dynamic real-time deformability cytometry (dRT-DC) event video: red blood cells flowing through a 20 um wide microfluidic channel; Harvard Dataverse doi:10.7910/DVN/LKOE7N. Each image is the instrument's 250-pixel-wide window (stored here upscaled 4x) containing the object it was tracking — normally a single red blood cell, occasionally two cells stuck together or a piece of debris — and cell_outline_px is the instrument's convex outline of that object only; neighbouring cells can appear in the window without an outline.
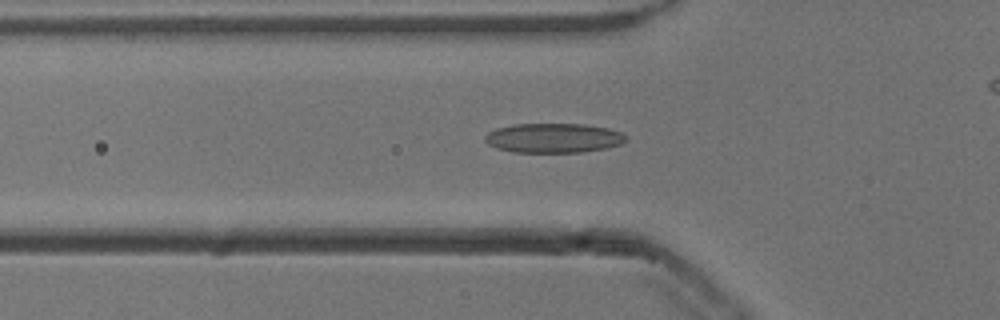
{"species": "common noctule bat (a hibernating species)", "species_latin": "Nyctalus noctula", "temperature_condition": "cold", "stored_images_in_passage": 52, "camera_frame_rate_fps": 3000, "um_per_image_px": 0.085, "animal": {"sex": "male", "body_mass_g": 13.3}, "frame": {"image": 1, "passage_image": 16, "time_ms": 5.0, "image_size_px": [1000, 320], "cell_outline_px": [[624, 140], [620, 144], [604, 148], [580, 152], [512, 152], [496, 148], [488, 144], [484, 140], [484, 136], [488, 132], [496, 128], [512, 124], [584, 124], [608, 128], [620, 132], [624, 136]], "centroid_in_image_um": [46.97, 11.72], "position_along_channel_um": 78.8, "area_um2": 24.1}}
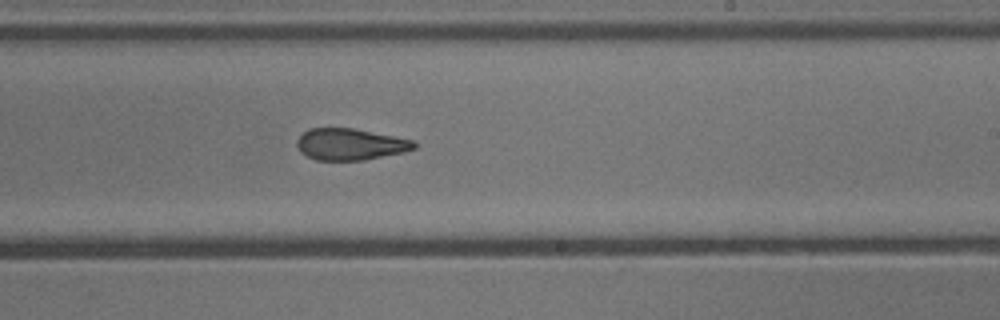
{"frame": {"image": 2, "passage_image": 30, "time_ms": 9.667, "image_size_px": [1000, 320], "cell_outline_px": [[416, 148], [404, 152], [364, 160], [316, 160], [300, 152], [296, 144], [296, 140], [308, 128], [352, 128], [416, 140]], "centroid_in_image_um": [29.78, 12.26], "position_along_channel_um": 259.2, "area_um2": 21.62}}
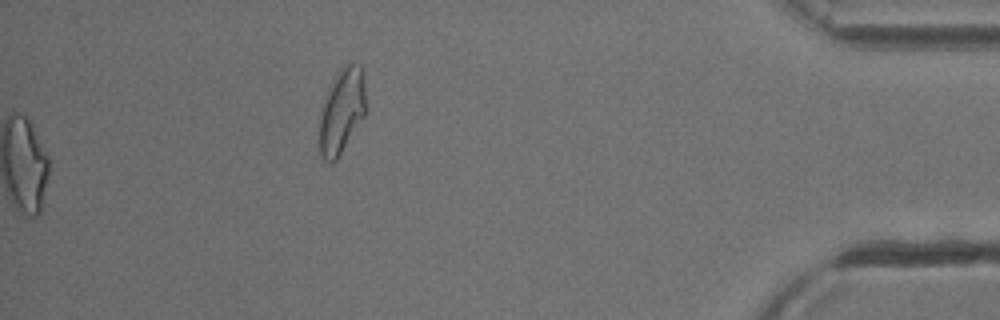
{"frame": {"image": 3, "passage_image": 52, "time_ms": 17.0, "image_size_px": [1000, 320], "cell_outline_px": [[364, 116], [336, 160], [332, 164], [324, 160], [320, 156], [316, 140], [320, 104], [336, 72], [344, 64], [360, 64], [364, 80]], "centroid_in_image_um": [28.94, 9.48], "position_along_channel_um": 406.3, "area_um2": 23.7}, "authors_computed_cell_mechanics": {"area_um2": 23.0044, "velocity_mm_per_s": 3.8366, "shape_relaxation_time_tau1_ms": 7.7715, "shape_relaxation_time_tau2_ms": 2.8237, "deformation_change_tau1": 0.1747, "deformation_change_tau2": 0.1189}}